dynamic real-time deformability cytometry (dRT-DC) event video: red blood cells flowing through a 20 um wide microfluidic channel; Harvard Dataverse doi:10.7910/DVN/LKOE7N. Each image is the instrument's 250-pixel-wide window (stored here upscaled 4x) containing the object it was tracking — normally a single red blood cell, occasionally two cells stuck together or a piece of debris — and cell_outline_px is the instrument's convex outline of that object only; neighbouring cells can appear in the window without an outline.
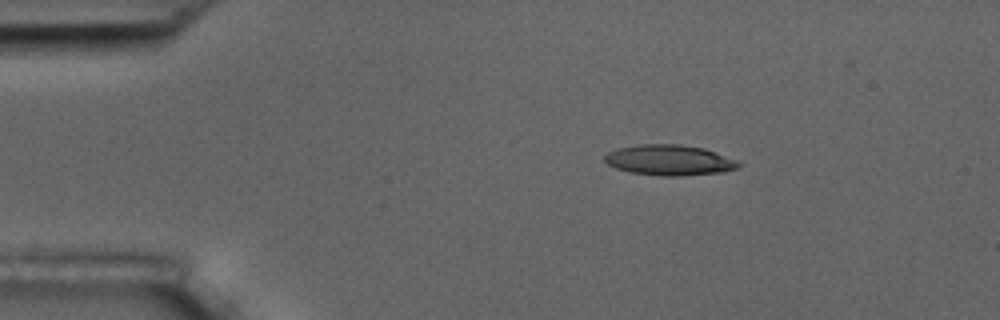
{"species": "common noctule bat (a hibernating species)", "species_latin": "Nyctalus noctula", "temperature_condition": "room temperature", "stored_images_in_passage": 5, "camera_frame_rate_fps": 3000, "um_per_image_px": 0.085, "animal": {"sex": "male", "body_mass_g": 17.5, "forearm_length_mm": 52.3}, "frame": {"image": 1, "passage_image": 5, "time_ms": 4.667, "image_size_px": [1000, 320], "cell_outline_px": [[744, 164], [740, 168], [724, 172], [680, 176], [660, 176], [632, 172], [616, 168], [608, 164], [604, 160], [604, 156], [608, 152], [616, 148], [640, 144], [680, 144], [704, 148], [740, 160]], "centroid_in_image_um": [56.98, 13.61], "position_along_channel_um": 28.0, "area_um2": 24.22}}